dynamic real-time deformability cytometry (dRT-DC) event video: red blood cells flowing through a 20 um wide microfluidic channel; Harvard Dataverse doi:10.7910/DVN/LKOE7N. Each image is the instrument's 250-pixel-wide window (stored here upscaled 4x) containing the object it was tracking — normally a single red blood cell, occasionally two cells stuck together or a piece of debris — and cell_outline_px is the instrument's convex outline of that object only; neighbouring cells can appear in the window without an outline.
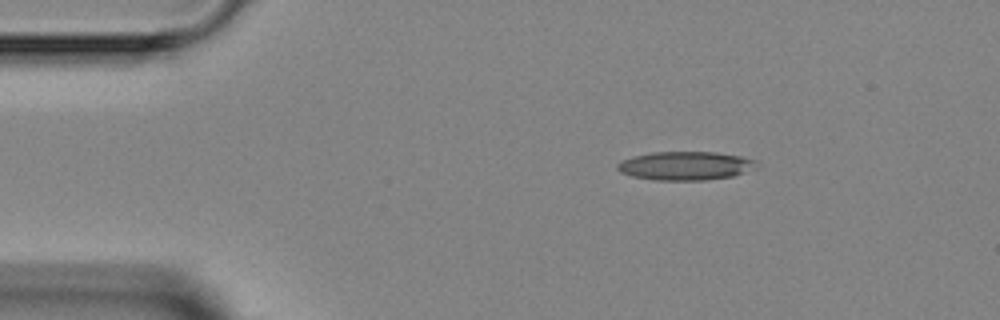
{"species": "Egyptian fruit bat (a non-hibernating species)", "species_latin": "Rousettus aegyptiacus", "temperature_condition": "room temperature", "stored_images_in_passage": 4, "camera_frame_rate_fps": 3000, "um_per_image_px": 0.085, "animal": {"sex": "female"}, "frame": {"image": 1, "passage_image": 1, "time_ms": 0.0, "image_size_px": [1000, 320], "cell_outline_px": [[756, 160], [740, 172], [732, 176], [704, 180], [656, 180], [632, 176], [620, 172], [616, 168], [616, 164], [620, 160], [632, 156], [652, 152], [716, 152], [740, 156]], "centroid_in_image_um": [58.08, 14.08], "position_along_channel_um": 26.9, "area_um2": 22.66}}
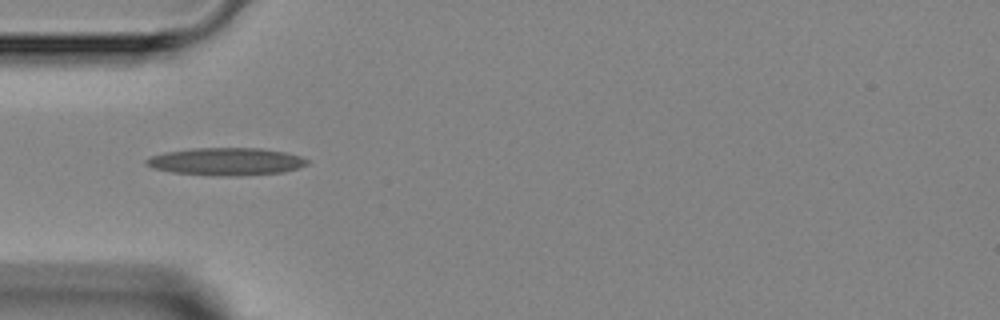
{"frame": {"image": 2, "passage_image": 3, "time_ms": 2.333, "image_size_px": [1000, 320], "cell_outline_px": [[308, 164], [300, 168], [284, 172], [240, 176], [212, 176], [172, 172], [152, 168], [144, 164], [144, 160], [152, 156], [164, 152], [192, 148], [260, 148], [284, 152], [300, 156], [308, 160]], "centroid_in_image_um": [19.21, 13.74], "position_along_channel_um": 65.8, "area_um2": 26.13}}
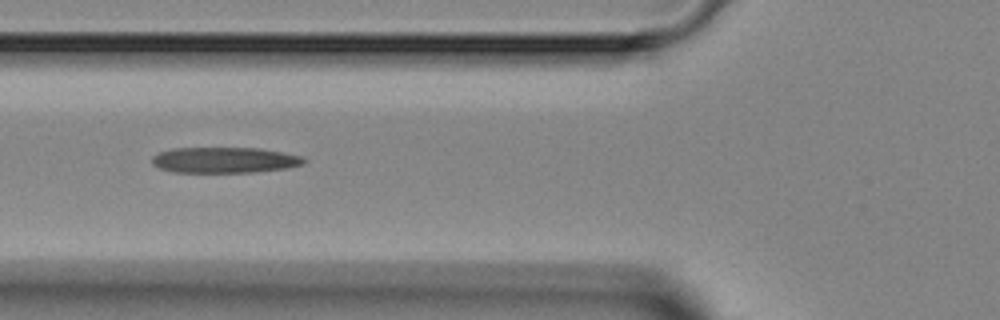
{"frame": {"image": 3, "passage_image": 4, "time_ms": 3.333, "image_size_px": [1000, 320], "cell_outline_px": [[308, 160], [304, 164], [288, 168], [252, 172], [176, 172], [160, 168], [152, 164], [152, 156], [160, 152], [172, 148], [260, 148], [304, 156]], "centroid_in_image_um": [19.14, 13.6], "position_along_channel_um": 106.7, "area_um2": 22.89}}